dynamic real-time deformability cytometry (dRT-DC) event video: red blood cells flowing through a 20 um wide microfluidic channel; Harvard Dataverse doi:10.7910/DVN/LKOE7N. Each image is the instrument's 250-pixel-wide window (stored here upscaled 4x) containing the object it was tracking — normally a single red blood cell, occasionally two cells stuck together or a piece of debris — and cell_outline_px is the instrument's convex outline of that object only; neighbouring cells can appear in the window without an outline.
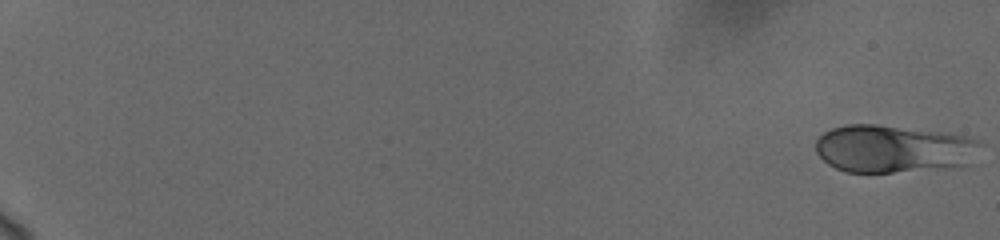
{"species": "human", "species_latin": "Homo sapiens", "temperature_condition": "cold", "stored_images_in_passage": 43, "camera_frame_rate_fps": 3000, "um_per_image_px": 0.085, "donor": {"sex": "female"}, "frame": {"image": 1, "passage_image": 1, "time_ms": 0.0, "image_size_px": [1000, 240], "cell_outline_px": [[980, 144], [968, 164], [944, 168], [892, 172], [844, 172], [828, 164], [816, 152], [816, 140], [824, 132], [832, 128], [848, 124], [876, 124], [936, 132], [964, 136], [976, 140]], "centroid_in_image_um": [75.85, 12.65], "position_along_channel_um": 9.2, "area_um2": 45.08}}
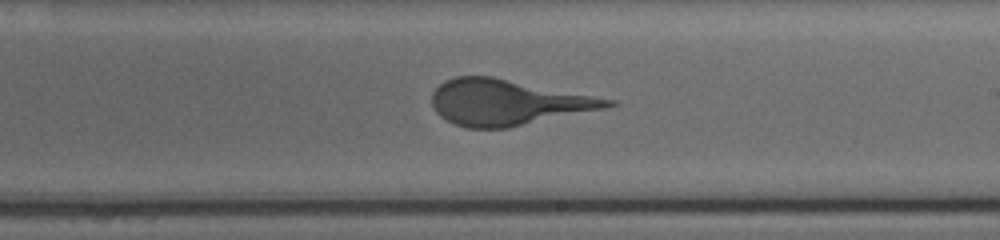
{"frame": {"image": 2, "passage_image": 24, "time_ms": 12.333, "image_size_px": [1000, 240], "cell_outline_px": [[616, 104], [608, 108], [508, 128], [468, 128], [456, 124], [440, 116], [436, 112], [432, 104], [432, 92], [444, 80], [456, 76], [492, 76], [616, 100]], "centroid_in_image_um": [43.15, 8.7], "position_along_channel_um": 245.8, "area_um2": 46.76}}
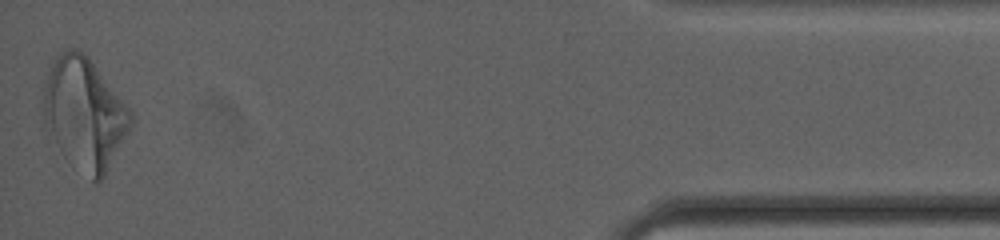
{"frame": {"image": 3, "passage_image": 43, "time_ms": 19.0, "image_size_px": [1000, 240], "cell_outline_px": [[132, 128], [104, 176], [96, 184], [92, 180], [44, 124], [40, 100], [40, 88], [52, 60], [60, 52], [68, 48], [72, 48], [84, 52], [88, 56], [128, 108], [132, 116]], "centroid_in_image_um": [7.15, 9.53], "position_along_channel_um": 428.0, "area_um2": 55.6}}